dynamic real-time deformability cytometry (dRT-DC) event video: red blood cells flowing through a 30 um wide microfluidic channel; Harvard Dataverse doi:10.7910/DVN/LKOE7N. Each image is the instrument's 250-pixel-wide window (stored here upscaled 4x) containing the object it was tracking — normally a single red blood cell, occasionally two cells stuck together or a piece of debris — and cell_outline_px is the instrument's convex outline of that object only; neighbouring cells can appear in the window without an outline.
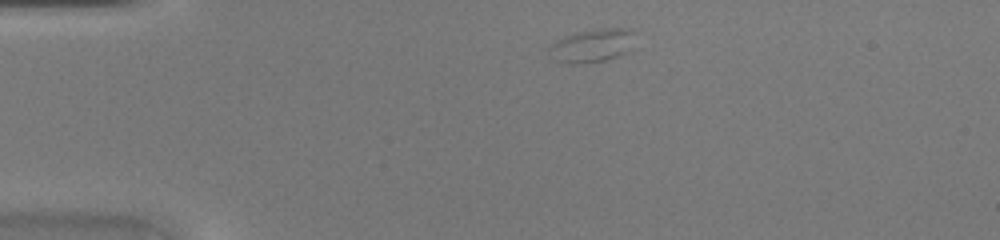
{"species": "common noctule bat (a hibernating species)", "species_latin": "Nyctalus noctula", "temperature_condition": "warm", "stored_images_in_passage": 37, "camera_frame_rate_fps": 3000, "um_per_image_px": 0.085, "animal": {"sex": "female", "body_mass_g": 20.0, "forearm_length_mm": 54.0}, "frame": {"image": 1, "passage_image": 1, "time_ms": 0.0, "image_size_px": [1000, 240], "cell_outline_px": [[628, 52], [604, 60], [580, 64], [568, 64], [552, 60], [548, 48], [552, 44], [576, 32], [600, 28], [620, 28], [628, 32]], "centroid_in_image_um": [50.18, 3.92], "position_along_channel_um": 34.8, "area_um2": 15.84}}
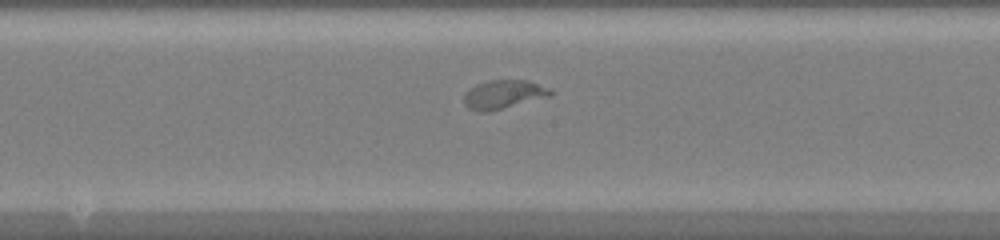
{"frame": {"image": 2, "passage_image": 16, "time_ms": 5.0, "image_size_px": [1000, 240], "cell_outline_px": [[552, 96], [492, 112], [476, 112], [468, 108], [464, 104], [464, 92], [476, 84], [488, 80], [528, 80], [552, 88]], "centroid_in_image_um": [42.81, 8.04], "position_along_channel_um": 205.4, "area_um2": 15.03}}
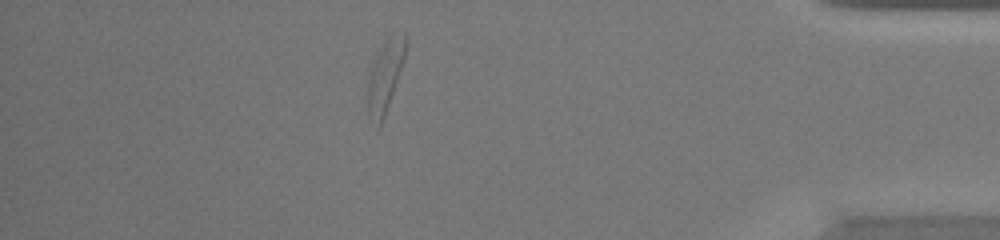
{"frame": {"image": 3, "passage_image": 32, "time_ms": 10.333, "image_size_px": [1000, 240], "cell_outline_px": [[408, 44], [404, 60], [380, 128], [368, 116], [368, 80], [376, 56], [384, 44], [388, 40], [404, 32]], "centroid_in_image_um": [32.75, 6.51], "position_along_channel_um": 402.4, "area_um2": 15.09}}